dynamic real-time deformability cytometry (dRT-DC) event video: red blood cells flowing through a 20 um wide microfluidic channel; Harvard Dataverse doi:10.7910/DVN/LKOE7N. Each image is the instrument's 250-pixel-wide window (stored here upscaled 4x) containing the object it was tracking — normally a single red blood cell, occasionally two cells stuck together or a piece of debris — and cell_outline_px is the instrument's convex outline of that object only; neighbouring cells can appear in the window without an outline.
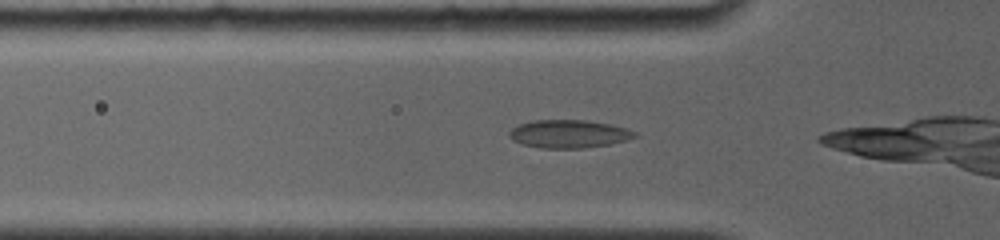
{"species": "common noctule bat (a hibernating species)", "species_latin": "Nyctalus noctula", "temperature_condition": "room temperature", "stored_images_in_passage": 4, "camera_frame_rate_fps": 4000, "um_per_image_px": 0.085, "animal": {"sex": "female", "body_mass_g": 19.0, "forearm_length_mm": 56.7}, "frame": {"image": 1, "passage_image": 2, "time_ms": 0.5, "image_size_px": [1000, 240], "cell_outline_px": [[640, 136], [608, 144], [580, 148], [540, 148], [524, 144], [512, 140], [508, 136], [508, 132], [512, 128], [520, 124], [532, 120], [584, 120], [608, 124], [624, 128], [636, 132]], "centroid_in_image_um": [48.31, 11.38], "position_along_channel_um": 77.5, "area_um2": 20.29}}
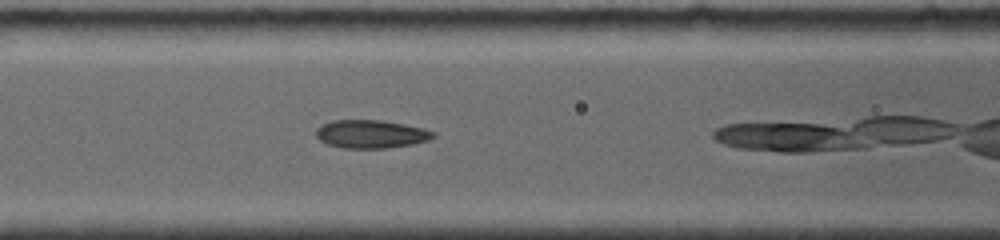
{"frame": {"image": 2, "passage_image": 4, "time_ms": 2.0, "image_size_px": [1000, 240], "cell_outline_px": [[436, 136], [428, 140], [412, 144], [388, 148], [344, 148], [328, 144], [320, 140], [316, 136], [316, 128], [332, 120], [380, 120], [404, 124], [424, 128], [436, 132]], "centroid_in_image_um": [31.56, 11.39], "position_along_channel_um": 135.0, "area_um2": 19.25}}